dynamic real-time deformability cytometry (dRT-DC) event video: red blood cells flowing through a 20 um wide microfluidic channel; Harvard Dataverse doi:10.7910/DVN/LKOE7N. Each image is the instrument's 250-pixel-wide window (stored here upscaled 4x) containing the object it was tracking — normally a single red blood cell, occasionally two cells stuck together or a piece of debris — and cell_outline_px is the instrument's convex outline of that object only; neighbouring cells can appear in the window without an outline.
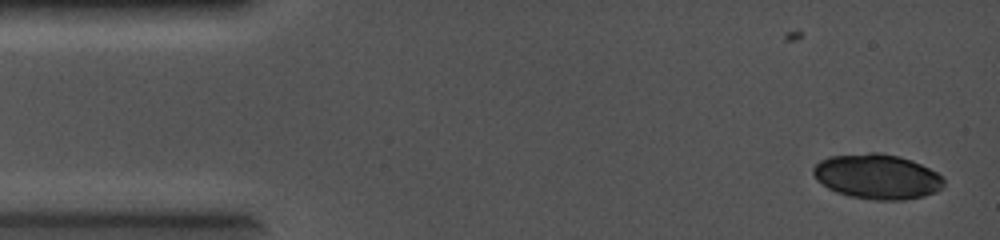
{"species": "common noctule bat (a hibernating species)", "species_latin": "Nyctalus noctula", "temperature_condition": "cold", "stored_images_in_passage": 10, "camera_frame_rate_fps": 5000, "um_per_image_px": 0.085, "animal": {"sex": "female", "body_mass_g": 19.0, "forearm_length_mm": 56.7}, "frame": {"image": 1, "passage_image": 1, "time_ms": 0.0, "image_size_px": [1000, 240], "cell_outline_px": [[944, 184], [936, 192], [924, 196], [904, 200], [876, 200], [848, 196], [836, 192], [828, 188], [816, 180], [812, 172], [812, 168], [820, 160], [828, 156], [868, 152], [876, 152], [900, 156], [912, 160], [936, 172], [944, 180]], "centroid_in_image_um": [74.52, 15.0], "position_along_channel_um": 10.5, "area_um2": 34.39}}